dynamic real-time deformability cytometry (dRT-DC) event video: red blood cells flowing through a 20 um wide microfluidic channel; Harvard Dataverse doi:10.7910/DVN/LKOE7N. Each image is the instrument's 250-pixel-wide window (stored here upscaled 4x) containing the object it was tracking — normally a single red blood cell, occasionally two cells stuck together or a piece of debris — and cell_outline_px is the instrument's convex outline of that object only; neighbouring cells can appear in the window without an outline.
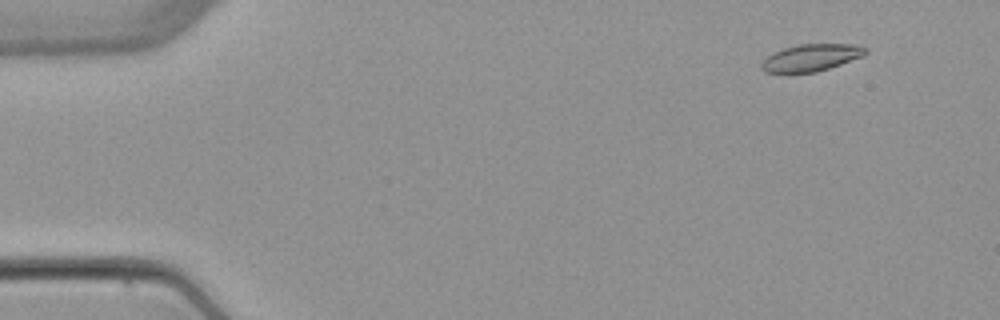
{"species": "common noctule bat (a hibernating species)", "species_latin": "Nyctalus noctula", "temperature_condition": "warm", "stored_images_in_passage": 4, "camera_frame_rate_fps": 3000, "um_per_image_px": 0.085, "animal": {"sex": "female", "body_mass_g": 22.7, "forearm_length_mm": 54.2}, "frame": {"image": 1, "passage_image": 1, "time_ms": 0.0, "image_size_px": [1000, 320], "cell_outline_px": [[868, 52], [860, 56], [840, 64], [816, 72], [764, 72], [760, 68], [760, 64], [772, 52], [784, 48], [800, 44], [860, 44], [868, 48]], "centroid_in_image_um": [68.94, 4.88], "position_along_channel_um": 16.1, "area_um2": 16.24}}
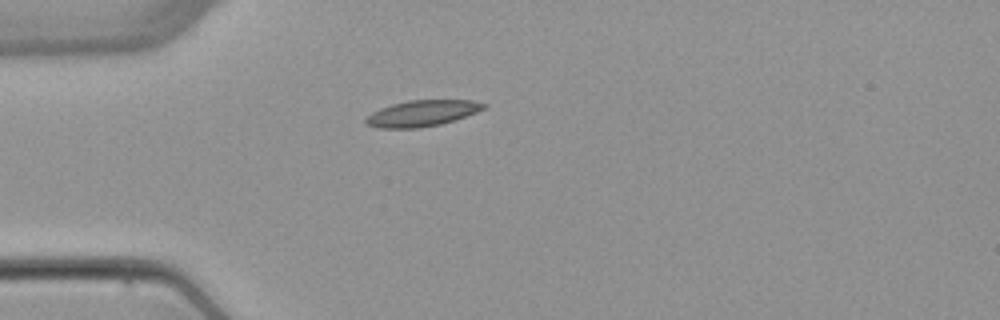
{"frame": {"image": 2, "passage_image": 4, "time_ms": 3.333, "image_size_px": [1000, 320], "cell_outline_px": [[488, 104], [484, 108], [476, 112], [440, 124], [420, 128], [376, 128], [368, 124], [364, 120], [372, 112], [380, 108], [392, 104], [408, 100], [472, 100]], "centroid_in_image_um": [35.85, 9.62], "position_along_channel_um": 49.1, "area_um2": 17.74}}